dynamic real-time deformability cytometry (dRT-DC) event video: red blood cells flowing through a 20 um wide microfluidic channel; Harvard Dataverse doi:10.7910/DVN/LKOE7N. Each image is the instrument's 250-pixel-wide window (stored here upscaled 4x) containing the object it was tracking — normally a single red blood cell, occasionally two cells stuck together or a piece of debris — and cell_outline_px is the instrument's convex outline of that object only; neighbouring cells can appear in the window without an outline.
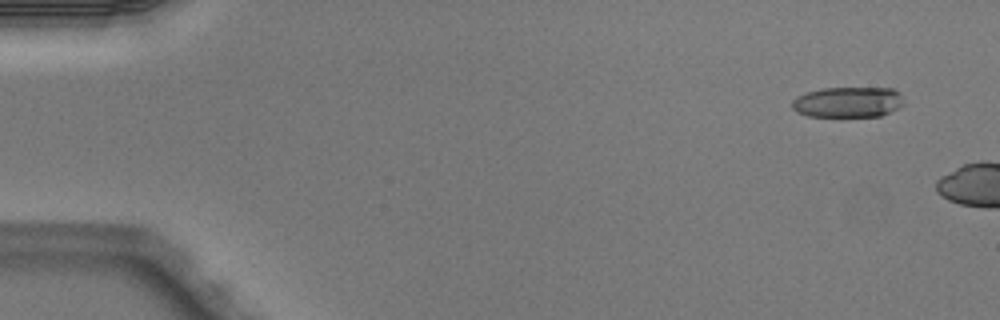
{"species": "Egyptian fruit bat (a non-hibernating species)", "species_latin": "Rousettus aegyptiacus", "temperature_condition": "warm", "stored_images_in_passage": 2, "camera_frame_rate_fps": 3000, "um_per_image_px": 0.085, "animal": {"sex": "male"}, "frame": {"image": 1, "passage_image": 1, "time_ms": 0.0, "image_size_px": [1000, 320], "cell_outline_px": [[904, 104], [900, 108], [880, 116], [808, 116], [796, 112], [792, 108], [792, 100], [796, 96], [808, 92], [824, 88], [892, 88], [900, 92]], "centroid_in_image_um": [72.09, 8.68], "position_along_channel_um": 12.9, "area_um2": 20.0}}